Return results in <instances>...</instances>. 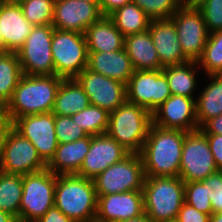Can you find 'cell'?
<instances>
[{
    "label": "cell",
    "instance_id": "cell-27",
    "mask_svg": "<svg viewBox=\"0 0 222 222\" xmlns=\"http://www.w3.org/2000/svg\"><path fill=\"white\" fill-rule=\"evenodd\" d=\"M208 77V85L197 94L196 99L198 129L209 119L222 114V74Z\"/></svg>",
    "mask_w": 222,
    "mask_h": 222
},
{
    "label": "cell",
    "instance_id": "cell-12",
    "mask_svg": "<svg viewBox=\"0 0 222 222\" xmlns=\"http://www.w3.org/2000/svg\"><path fill=\"white\" fill-rule=\"evenodd\" d=\"M171 95L162 69L134 70L126 84L127 101L139 105L151 113Z\"/></svg>",
    "mask_w": 222,
    "mask_h": 222
},
{
    "label": "cell",
    "instance_id": "cell-14",
    "mask_svg": "<svg viewBox=\"0 0 222 222\" xmlns=\"http://www.w3.org/2000/svg\"><path fill=\"white\" fill-rule=\"evenodd\" d=\"M13 128L34 145L46 164L50 162L59 144L55 134V115L52 112L16 118Z\"/></svg>",
    "mask_w": 222,
    "mask_h": 222
},
{
    "label": "cell",
    "instance_id": "cell-39",
    "mask_svg": "<svg viewBox=\"0 0 222 222\" xmlns=\"http://www.w3.org/2000/svg\"><path fill=\"white\" fill-rule=\"evenodd\" d=\"M202 181L211 188L209 198L213 214L222 212V171H217Z\"/></svg>",
    "mask_w": 222,
    "mask_h": 222
},
{
    "label": "cell",
    "instance_id": "cell-5",
    "mask_svg": "<svg viewBox=\"0 0 222 222\" xmlns=\"http://www.w3.org/2000/svg\"><path fill=\"white\" fill-rule=\"evenodd\" d=\"M152 125V113L127 100L109 113L106 134L130 153H140Z\"/></svg>",
    "mask_w": 222,
    "mask_h": 222
},
{
    "label": "cell",
    "instance_id": "cell-41",
    "mask_svg": "<svg viewBox=\"0 0 222 222\" xmlns=\"http://www.w3.org/2000/svg\"><path fill=\"white\" fill-rule=\"evenodd\" d=\"M218 171H222V135L205 134Z\"/></svg>",
    "mask_w": 222,
    "mask_h": 222
},
{
    "label": "cell",
    "instance_id": "cell-24",
    "mask_svg": "<svg viewBox=\"0 0 222 222\" xmlns=\"http://www.w3.org/2000/svg\"><path fill=\"white\" fill-rule=\"evenodd\" d=\"M88 52H111L124 48L125 36L108 16H102L84 32Z\"/></svg>",
    "mask_w": 222,
    "mask_h": 222
},
{
    "label": "cell",
    "instance_id": "cell-26",
    "mask_svg": "<svg viewBox=\"0 0 222 222\" xmlns=\"http://www.w3.org/2000/svg\"><path fill=\"white\" fill-rule=\"evenodd\" d=\"M89 105L88 95L75 78L62 79L52 113L54 115L72 116Z\"/></svg>",
    "mask_w": 222,
    "mask_h": 222
},
{
    "label": "cell",
    "instance_id": "cell-6",
    "mask_svg": "<svg viewBox=\"0 0 222 222\" xmlns=\"http://www.w3.org/2000/svg\"><path fill=\"white\" fill-rule=\"evenodd\" d=\"M51 53L55 75L63 79L76 78L88 66V47L83 33L54 28Z\"/></svg>",
    "mask_w": 222,
    "mask_h": 222
},
{
    "label": "cell",
    "instance_id": "cell-11",
    "mask_svg": "<svg viewBox=\"0 0 222 222\" xmlns=\"http://www.w3.org/2000/svg\"><path fill=\"white\" fill-rule=\"evenodd\" d=\"M217 171L206 135L200 129L188 132L182 147L179 177L184 182L202 181Z\"/></svg>",
    "mask_w": 222,
    "mask_h": 222
},
{
    "label": "cell",
    "instance_id": "cell-22",
    "mask_svg": "<svg viewBox=\"0 0 222 222\" xmlns=\"http://www.w3.org/2000/svg\"><path fill=\"white\" fill-rule=\"evenodd\" d=\"M87 68L95 73L127 84L134 73L131 59L123 48L111 52H88Z\"/></svg>",
    "mask_w": 222,
    "mask_h": 222
},
{
    "label": "cell",
    "instance_id": "cell-31",
    "mask_svg": "<svg viewBox=\"0 0 222 222\" xmlns=\"http://www.w3.org/2000/svg\"><path fill=\"white\" fill-rule=\"evenodd\" d=\"M22 193V175L0 171V210L19 218Z\"/></svg>",
    "mask_w": 222,
    "mask_h": 222
},
{
    "label": "cell",
    "instance_id": "cell-51",
    "mask_svg": "<svg viewBox=\"0 0 222 222\" xmlns=\"http://www.w3.org/2000/svg\"><path fill=\"white\" fill-rule=\"evenodd\" d=\"M22 1H24V0H6V2H10V3H20V2H22Z\"/></svg>",
    "mask_w": 222,
    "mask_h": 222
},
{
    "label": "cell",
    "instance_id": "cell-38",
    "mask_svg": "<svg viewBox=\"0 0 222 222\" xmlns=\"http://www.w3.org/2000/svg\"><path fill=\"white\" fill-rule=\"evenodd\" d=\"M55 134L59 144L84 138L87 133L74 123L71 116L55 115Z\"/></svg>",
    "mask_w": 222,
    "mask_h": 222
},
{
    "label": "cell",
    "instance_id": "cell-18",
    "mask_svg": "<svg viewBox=\"0 0 222 222\" xmlns=\"http://www.w3.org/2000/svg\"><path fill=\"white\" fill-rule=\"evenodd\" d=\"M103 15L93 2L85 0H55L52 26L59 30L83 33Z\"/></svg>",
    "mask_w": 222,
    "mask_h": 222
},
{
    "label": "cell",
    "instance_id": "cell-20",
    "mask_svg": "<svg viewBox=\"0 0 222 222\" xmlns=\"http://www.w3.org/2000/svg\"><path fill=\"white\" fill-rule=\"evenodd\" d=\"M148 30L163 67L181 65L189 61L183 55L176 26L171 18L152 19Z\"/></svg>",
    "mask_w": 222,
    "mask_h": 222
},
{
    "label": "cell",
    "instance_id": "cell-25",
    "mask_svg": "<svg viewBox=\"0 0 222 222\" xmlns=\"http://www.w3.org/2000/svg\"><path fill=\"white\" fill-rule=\"evenodd\" d=\"M124 49L134 70L163 69L149 30L125 36Z\"/></svg>",
    "mask_w": 222,
    "mask_h": 222
},
{
    "label": "cell",
    "instance_id": "cell-47",
    "mask_svg": "<svg viewBox=\"0 0 222 222\" xmlns=\"http://www.w3.org/2000/svg\"><path fill=\"white\" fill-rule=\"evenodd\" d=\"M121 222H153L145 213L139 217L131 218Z\"/></svg>",
    "mask_w": 222,
    "mask_h": 222
},
{
    "label": "cell",
    "instance_id": "cell-45",
    "mask_svg": "<svg viewBox=\"0 0 222 222\" xmlns=\"http://www.w3.org/2000/svg\"><path fill=\"white\" fill-rule=\"evenodd\" d=\"M204 134L222 135V114L206 121L200 128Z\"/></svg>",
    "mask_w": 222,
    "mask_h": 222
},
{
    "label": "cell",
    "instance_id": "cell-43",
    "mask_svg": "<svg viewBox=\"0 0 222 222\" xmlns=\"http://www.w3.org/2000/svg\"><path fill=\"white\" fill-rule=\"evenodd\" d=\"M37 222H75L62 213L55 205L51 207Z\"/></svg>",
    "mask_w": 222,
    "mask_h": 222
},
{
    "label": "cell",
    "instance_id": "cell-30",
    "mask_svg": "<svg viewBox=\"0 0 222 222\" xmlns=\"http://www.w3.org/2000/svg\"><path fill=\"white\" fill-rule=\"evenodd\" d=\"M108 17L124 36L148 30L151 21L148 15L133 1L117 9Z\"/></svg>",
    "mask_w": 222,
    "mask_h": 222
},
{
    "label": "cell",
    "instance_id": "cell-7",
    "mask_svg": "<svg viewBox=\"0 0 222 222\" xmlns=\"http://www.w3.org/2000/svg\"><path fill=\"white\" fill-rule=\"evenodd\" d=\"M56 175L45 169L22 176L20 219L37 221L55 205Z\"/></svg>",
    "mask_w": 222,
    "mask_h": 222
},
{
    "label": "cell",
    "instance_id": "cell-50",
    "mask_svg": "<svg viewBox=\"0 0 222 222\" xmlns=\"http://www.w3.org/2000/svg\"><path fill=\"white\" fill-rule=\"evenodd\" d=\"M15 222H37V221H33V220H24V219L16 218Z\"/></svg>",
    "mask_w": 222,
    "mask_h": 222
},
{
    "label": "cell",
    "instance_id": "cell-40",
    "mask_svg": "<svg viewBox=\"0 0 222 222\" xmlns=\"http://www.w3.org/2000/svg\"><path fill=\"white\" fill-rule=\"evenodd\" d=\"M175 222H210V215L199 212L193 206L184 202Z\"/></svg>",
    "mask_w": 222,
    "mask_h": 222
},
{
    "label": "cell",
    "instance_id": "cell-49",
    "mask_svg": "<svg viewBox=\"0 0 222 222\" xmlns=\"http://www.w3.org/2000/svg\"><path fill=\"white\" fill-rule=\"evenodd\" d=\"M0 52H7L4 47V42L1 33H0Z\"/></svg>",
    "mask_w": 222,
    "mask_h": 222
},
{
    "label": "cell",
    "instance_id": "cell-48",
    "mask_svg": "<svg viewBox=\"0 0 222 222\" xmlns=\"http://www.w3.org/2000/svg\"><path fill=\"white\" fill-rule=\"evenodd\" d=\"M210 222H222V212L212 214L210 216Z\"/></svg>",
    "mask_w": 222,
    "mask_h": 222
},
{
    "label": "cell",
    "instance_id": "cell-33",
    "mask_svg": "<svg viewBox=\"0 0 222 222\" xmlns=\"http://www.w3.org/2000/svg\"><path fill=\"white\" fill-rule=\"evenodd\" d=\"M198 66L208 75L222 74V30L209 33Z\"/></svg>",
    "mask_w": 222,
    "mask_h": 222
},
{
    "label": "cell",
    "instance_id": "cell-19",
    "mask_svg": "<svg viewBox=\"0 0 222 222\" xmlns=\"http://www.w3.org/2000/svg\"><path fill=\"white\" fill-rule=\"evenodd\" d=\"M95 222H121L143 215L142 190L97 195Z\"/></svg>",
    "mask_w": 222,
    "mask_h": 222
},
{
    "label": "cell",
    "instance_id": "cell-34",
    "mask_svg": "<svg viewBox=\"0 0 222 222\" xmlns=\"http://www.w3.org/2000/svg\"><path fill=\"white\" fill-rule=\"evenodd\" d=\"M19 5L24 17L32 25L52 24L55 0H24Z\"/></svg>",
    "mask_w": 222,
    "mask_h": 222
},
{
    "label": "cell",
    "instance_id": "cell-8",
    "mask_svg": "<svg viewBox=\"0 0 222 222\" xmlns=\"http://www.w3.org/2000/svg\"><path fill=\"white\" fill-rule=\"evenodd\" d=\"M145 180L140 153H130L93 179L97 195L143 190Z\"/></svg>",
    "mask_w": 222,
    "mask_h": 222
},
{
    "label": "cell",
    "instance_id": "cell-53",
    "mask_svg": "<svg viewBox=\"0 0 222 222\" xmlns=\"http://www.w3.org/2000/svg\"><path fill=\"white\" fill-rule=\"evenodd\" d=\"M197 0H188L186 3L194 4Z\"/></svg>",
    "mask_w": 222,
    "mask_h": 222
},
{
    "label": "cell",
    "instance_id": "cell-9",
    "mask_svg": "<svg viewBox=\"0 0 222 222\" xmlns=\"http://www.w3.org/2000/svg\"><path fill=\"white\" fill-rule=\"evenodd\" d=\"M53 31L52 25L34 26L16 52L24 75H55L51 53Z\"/></svg>",
    "mask_w": 222,
    "mask_h": 222
},
{
    "label": "cell",
    "instance_id": "cell-37",
    "mask_svg": "<svg viewBox=\"0 0 222 222\" xmlns=\"http://www.w3.org/2000/svg\"><path fill=\"white\" fill-rule=\"evenodd\" d=\"M194 4L202 12L209 33L222 30V0H197Z\"/></svg>",
    "mask_w": 222,
    "mask_h": 222
},
{
    "label": "cell",
    "instance_id": "cell-2",
    "mask_svg": "<svg viewBox=\"0 0 222 222\" xmlns=\"http://www.w3.org/2000/svg\"><path fill=\"white\" fill-rule=\"evenodd\" d=\"M62 79L56 75H23L5 106L11 119L52 112Z\"/></svg>",
    "mask_w": 222,
    "mask_h": 222
},
{
    "label": "cell",
    "instance_id": "cell-17",
    "mask_svg": "<svg viewBox=\"0 0 222 222\" xmlns=\"http://www.w3.org/2000/svg\"><path fill=\"white\" fill-rule=\"evenodd\" d=\"M129 154L127 149L107 134L92 136L89 152L76 175L93 180L109 166L122 161Z\"/></svg>",
    "mask_w": 222,
    "mask_h": 222
},
{
    "label": "cell",
    "instance_id": "cell-42",
    "mask_svg": "<svg viewBox=\"0 0 222 222\" xmlns=\"http://www.w3.org/2000/svg\"><path fill=\"white\" fill-rule=\"evenodd\" d=\"M13 129V120L5 108H0V158L9 132Z\"/></svg>",
    "mask_w": 222,
    "mask_h": 222
},
{
    "label": "cell",
    "instance_id": "cell-23",
    "mask_svg": "<svg viewBox=\"0 0 222 222\" xmlns=\"http://www.w3.org/2000/svg\"><path fill=\"white\" fill-rule=\"evenodd\" d=\"M92 136L58 144L54 157L47 164V169L55 175L77 174L89 152Z\"/></svg>",
    "mask_w": 222,
    "mask_h": 222
},
{
    "label": "cell",
    "instance_id": "cell-35",
    "mask_svg": "<svg viewBox=\"0 0 222 222\" xmlns=\"http://www.w3.org/2000/svg\"><path fill=\"white\" fill-rule=\"evenodd\" d=\"M209 195H211V188L203 181L184 182L185 202L190 206H193L199 212L211 216L213 210Z\"/></svg>",
    "mask_w": 222,
    "mask_h": 222
},
{
    "label": "cell",
    "instance_id": "cell-32",
    "mask_svg": "<svg viewBox=\"0 0 222 222\" xmlns=\"http://www.w3.org/2000/svg\"><path fill=\"white\" fill-rule=\"evenodd\" d=\"M71 118L89 136L102 135L107 132L109 113L98 106L90 104Z\"/></svg>",
    "mask_w": 222,
    "mask_h": 222
},
{
    "label": "cell",
    "instance_id": "cell-36",
    "mask_svg": "<svg viewBox=\"0 0 222 222\" xmlns=\"http://www.w3.org/2000/svg\"><path fill=\"white\" fill-rule=\"evenodd\" d=\"M152 19H167L184 4L182 0H132Z\"/></svg>",
    "mask_w": 222,
    "mask_h": 222
},
{
    "label": "cell",
    "instance_id": "cell-1",
    "mask_svg": "<svg viewBox=\"0 0 222 222\" xmlns=\"http://www.w3.org/2000/svg\"><path fill=\"white\" fill-rule=\"evenodd\" d=\"M187 133L151 125L140 152L145 176H179L182 147Z\"/></svg>",
    "mask_w": 222,
    "mask_h": 222
},
{
    "label": "cell",
    "instance_id": "cell-21",
    "mask_svg": "<svg viewBox=\"0 0 222 222\" xmlns=\"http://www.w3.org/2000/svg\"><path fill=\"white\" fill-rule=\"evenodd\" d=\"M32 25L18 3L3 2L0 5V33L7 52H17L32 32Z\"/></svg>",
    "mask_w": 222,
    "mask_h": 222
},
{
    "label": "cell",
    "instance_id": "cell-13",
    "mask_svg": "<svg viewBox=\"0 0 222 222\" xmlns=\"http://www.w3.org/2000/svg\"><path fill=\"white\" fill-rule=\"evenodd\" d=\"M47 169L34 145L14 128L9 132L0 158V171L26 175Z\"/></svg>",
    "mask_w": 222,
    "mask_h": 222
},
{
    "label": "cell",
    "instance_id": "cell-29",
    "mask_svg": "<svg viewBox=\"0 0 222 222\" xmlns=\"http://www.w3.org/2000/svg\"><path fill=\"white\" fill-rule=\"evenodd\" d=\"M23 75L17 53L0 52V108L9 103Z\"/></svg>",
    "mask_w": 222,
    "mask_h": 222
},
{
    "label": "cell",
    "instance_id": "cell-44",
    "mask_svg": "<svg viewBox=\"0 0 222 222\" xmlns=\"http://www.w3.org/2000/svg\"><path fill=\"white\" fill-rule=\"evenodd\" d=\"M131 1L132 0H100L99 8L103 16H109Z\"/></svg>",
    "mask_w": 222,
    "mask_h": 222
},
{
    "label": "cell",
    "instance_id": "cell-4",
    "mask_svg": "<svg viewBox=\"0 0 222 222\" xmlns=\"http://www.w3.org/2000/svg\"><path fill=\"white\" fill-rule=\"evenodd\" d=\"M144 212L153 222H175L185 202L184 181L179 177L145 176Z\"/></svg>",
    "mask_w": 222,
    "mask_h": 222
},
{
    "label": "cell",
    "instance_id": "cell-16",
    "mask_svg": "<svg viewBox=\"0 0 222 222\" xmlns=\"http://www.w3.org/2000/svg\"><path fill=\"white\" fill-rule=\"evenodd\" d=\"M152 124L163 129L185 132L198 130L196 99L171 95L152 112Z\"/></svg>",
    "mask_w": 222,
    "mask_h": 222
},
{
    "label": "cell",
    "instance_id": "cell-3",
    "mask_svg": "<svg viewBox=\"0 0 222 222\" xmlns=\"http://www.w3.org/2000/svg\"><path fill=\"white\" fill-rule=\"evenodd\" d=\"M97 194L93 180L56 175L55 206L75 222H95Z\"/></svg>",
    "mask_w": 222,
    "mask_h": 222
},
{
    "label": "cell",
    "instance_id": "cell-46",
    "mask_svg": "<svg viewBox=\"0 0 222 222\" xmlns=\"http://www.w3.org/2000/svg\"><path fill=\"white\" fill-rule=\"evenodd\" d=\"M16 217L12 214L0 210V222H15Z\"/></svg>",
    "mask_w": 222,
    "mask_h": 222
},
{
    "label": "cell",
    "instance_id": "cell-15",
    "mask_svg": "<svg viewBox=\"0 0 222 222\" xmlns=\"http://www.w3.org/2000/svg\"><path fill=\"white\" fill-rule=\"evenodd\" d=\"M89 97L91 105L98 106L108 113L121 106L126 99V84L84 69L76 78Z\"/></svg>",
    "mask_w": 222,
    "mask_h": 222
},
{
    "label": "cell",
    "instance_id": "cell-52",
    "mask_svg": "<svg viewBox=\"0 0 222 222\" xmlns=\"http://www.w3.org/2000/svg\"><path fill=\"white\" fill-rule=\"evenodd\" d=\"M85 1L93 2V3L97 4L98 6L100 4V0H85Z\"/></svg>",
    "mask_w": 222,
    "mask_h": 222
},
{
    "label": "cell",
    "instance_id": "cell-10",
    "mask_svg": "<svg viewBox=\"0 0 222 222\" xmlns=\"http://www.w3.org/2000/svg\"><path fill=\"white\" fill-rule=\"evenodd\" d=\"M171 19L176 26L183 55L189 61L197 62L209 36L202 12L195 4L184 3Z\"/></svg>",
    "mask_w": 222,
    "mask_h": 222
},
{
    "label": "cell",
    "instance_id": "cell-28",
    "mask_svg": "<svg viewBox=\"0 0 222 222\" xmlns=\"http://www.w3.org/2000/svg\"><path fill=\"white\" fill-rule=\"evenodd\" d=\"M198 63L188 61L181 65L165 66L162 72L165 74L172 95H182L194 99L197 88V76L200 74Z\"/></svg>",
    "mask_w": 222,
    "mask_h": 222
}]
</instances>
